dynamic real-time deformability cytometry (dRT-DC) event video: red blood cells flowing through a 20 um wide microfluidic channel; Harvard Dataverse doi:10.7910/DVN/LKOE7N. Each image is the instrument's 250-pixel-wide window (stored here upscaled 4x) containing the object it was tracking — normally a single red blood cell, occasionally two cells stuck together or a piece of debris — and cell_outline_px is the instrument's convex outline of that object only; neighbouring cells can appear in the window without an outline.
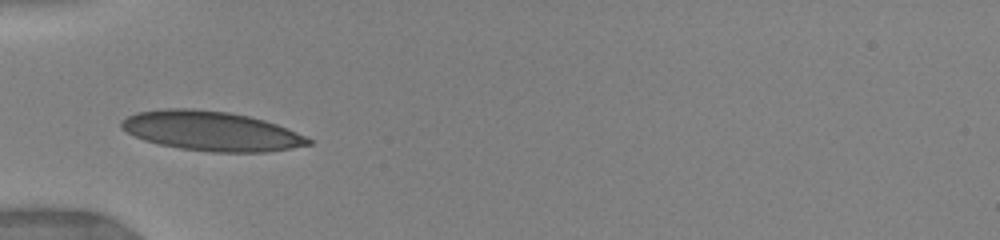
{"species": "human", "species_latin": "Homo sapiens", "temperature_condition": "warm", "stored_images_in_passage": 8, "camera_frame_rate_fps": 3000, "um_per_image_px": 0.085, "donor": {"sex": "female"}, "frame": {"image": 1, "passage_image": 1, "time_ms": 0.0, "image_size_px": [1000, 240], "cell_outline_px": [[312, 144], [292, 148], [264, 152], [212, 152], [180, 148], [160, 144], [144, 140], [120, 128], [120, 120], [136, 112], [164, 108], [192, 108], [228, 112], [248, 116], [264, 120], [276, 124], [304, 136], [312, 140]], "centroid_in_image_um": [17.91, 11.13], "position_along_channel_um": 67.1, "area_um2": 42.89}}